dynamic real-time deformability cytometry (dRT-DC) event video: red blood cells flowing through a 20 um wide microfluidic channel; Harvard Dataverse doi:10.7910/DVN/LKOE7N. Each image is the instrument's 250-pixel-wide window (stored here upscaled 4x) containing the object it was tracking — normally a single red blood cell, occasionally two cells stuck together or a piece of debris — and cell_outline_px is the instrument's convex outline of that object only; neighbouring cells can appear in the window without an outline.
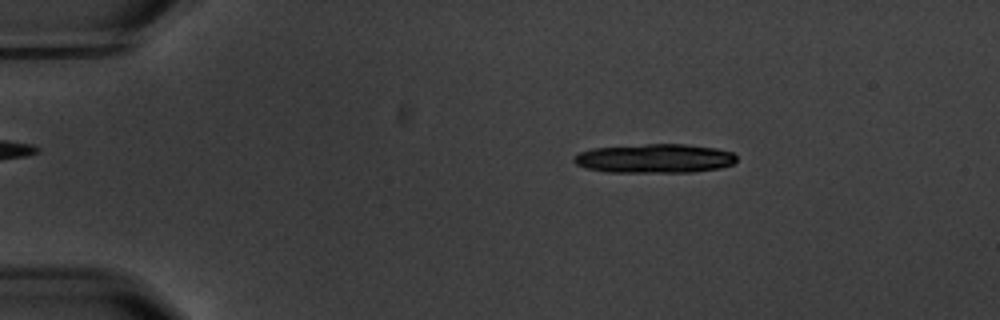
{"species": "common noctule bat (a hibernating species)", "species_latin": "Nyctalus noctula", "temperature_condition": "warm", "stored_images_in_passage": 4, "camera_frame_rate_fps": 3000, "um_per_image_px": 0.085, "animal": {"sex": "male", "body_mass_g": 20.1, "forearm_length_mm": 53.5}, "frame": {"image": 1, "passage_image": 2, "time_ms": 1.0, "image_size_px": [1000, 320], "cell_outline_px": [[736, 160], [732, 164], [720, 168], [692, 172], [608, 172], [588, 168], [576, 164], [572, 160], [572, 156], [580, 152], [592, 148], [644, 144], [684, 144], [716, 148], [732, 152], [736, 156]], "centroid_in_image_um": [55.63, 13.46], "position_along_channel_um": 29.4, "area_um2": 27.57}}